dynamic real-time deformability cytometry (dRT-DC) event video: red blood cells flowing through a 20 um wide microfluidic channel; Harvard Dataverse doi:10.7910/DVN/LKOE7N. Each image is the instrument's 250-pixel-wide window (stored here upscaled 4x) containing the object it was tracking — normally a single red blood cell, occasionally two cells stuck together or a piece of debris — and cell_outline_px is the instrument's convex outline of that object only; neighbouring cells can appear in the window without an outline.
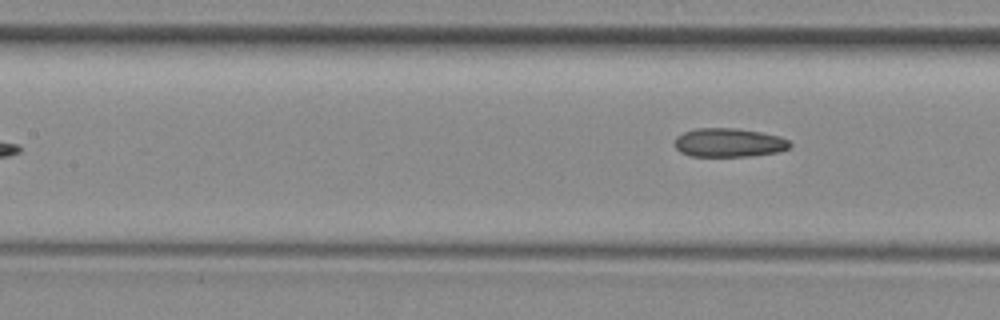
{"species": "common noctule bat (a hibernating species)", "species_latin": "Nyctalus noctula", "temperature_condition": "room temperature", "stored_images_in_passage": 8, "camera_frame_rate_fps": 3000, "um_per_image_px": 0.085, "animal": {"sex": "female", "body_mass_g": 29.2, "forearm_length_mm": 56.3}, "frame": {"image": 1, "passage_image": 8, "time_ms": 8.333, "image_size_px": [1000, 320], "cell_outline_px": [[792, 144], [788, 148], [780, 152], [748, 156], [692, 156], [680, 152], [676, 148], [676, 136], [684, 132], [696, 128], [736, 128], [760, 132], [780, 136], [788, 140]], "centroid_in_image_um": [61.97, 12.12], "position_along_channel_um": 145.4, "area_um2": 19.31}}